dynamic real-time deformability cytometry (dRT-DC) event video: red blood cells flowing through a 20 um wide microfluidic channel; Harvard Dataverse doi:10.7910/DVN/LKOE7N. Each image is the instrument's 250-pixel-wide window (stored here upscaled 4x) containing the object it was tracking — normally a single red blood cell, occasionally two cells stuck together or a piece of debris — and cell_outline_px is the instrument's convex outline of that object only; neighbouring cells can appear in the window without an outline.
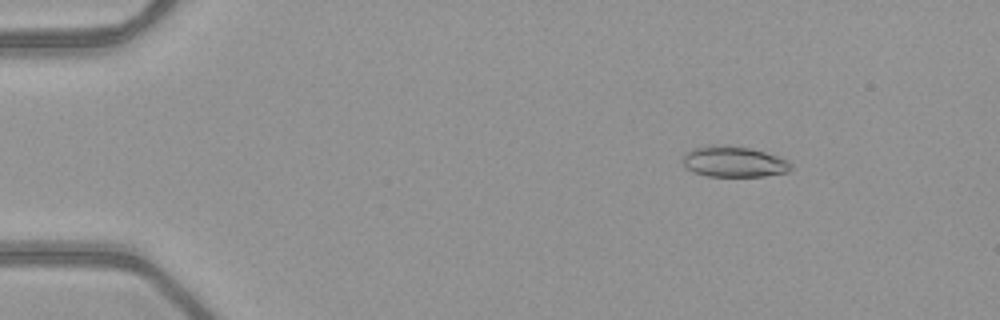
{"species": "common noctule bat (a hibernating species)", "species_latin": "Nyctalus noctula", "temperature_condition": "warm", "stored_images_in_passage": 52, "camera_frame_rate_fps": 3000, "um_per_image_px": 0.085, "animal": {"sex": "female", "body_mass_g": 21.9}, "frame": {"image": 1, "passage_image": 8, "time_ms": 2.333, "image_size_px": [1000, 320], "cell_outline_px": [[792, 168], [788, 172], [764, 176], [708, 176], [692, 172], [684, 168], [680, 160], [692, 148], [708, 144], [712, 144], [748, 148], [764, 152], [788, 160], [792, 164]], "centroid_in_image_um": [62.32, 13.75], "position_along_channel_um": 22.7, "area_um2": 19.54}}
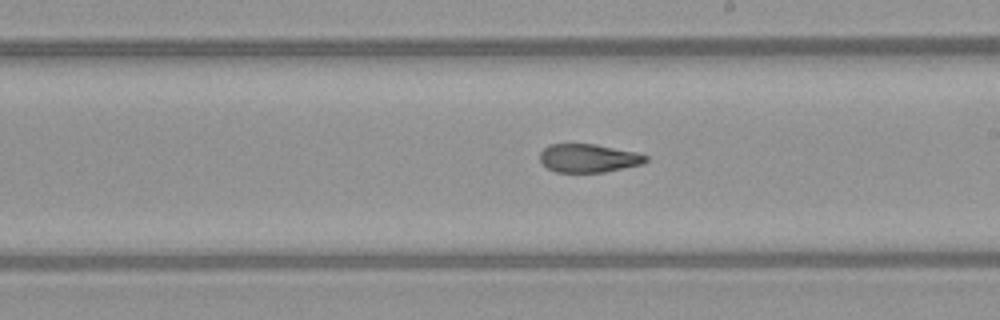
{"frame": {"image": 2, "passage_image": 31, "time_ms": 10.0, "image_size_px": [1000, 320], "cell_outline_px": [[648, 160], [644, 164], [604, 172], [556, 172], [548, 168], [540, 160], [540, 152], [548, 144], [596, 144], [636, 152], [648, 156]], "centroid_in_image_um": [50.04, 13.44], "position_along_channel_um": 239.0, "area_um2": 17.57}}
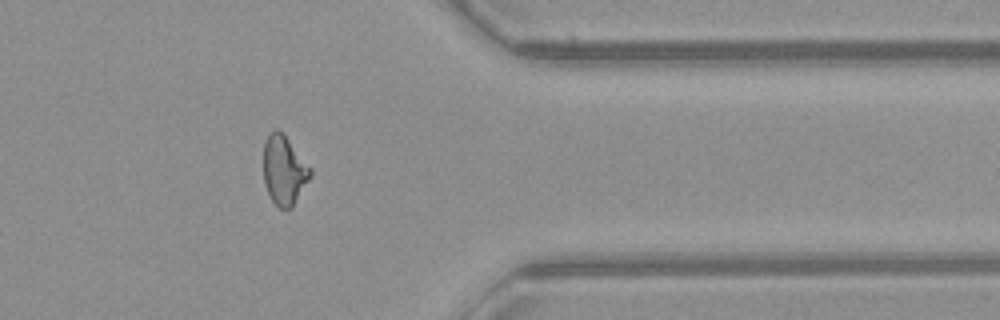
{"frame": {"image": 3, "passage_image": 43, "time_ms": 14.0, "image_size_px": [1000, 320], "cell_outline_px": [[312, 176], [292, 208], [280, 208], [272, 200], [264, 184], [264, 140], [276, 128], [284, 136], [312, 168]], "centroid_in_image_um": [24.16, 14.5], "position_along_channel_um": 387.2, "area_um2": 18.67}, "authors_computed_cell_mechanics": {"area_um2": 19.2185, "velocity_mm_per_s": 4.0473, "shape_relaxation_time_tau1_ms": null, "shape_relaxation_time_tau2_ms": 1.7755, "deformation_change_tau1": null, "deformation_change_tau2": 0.0961}}